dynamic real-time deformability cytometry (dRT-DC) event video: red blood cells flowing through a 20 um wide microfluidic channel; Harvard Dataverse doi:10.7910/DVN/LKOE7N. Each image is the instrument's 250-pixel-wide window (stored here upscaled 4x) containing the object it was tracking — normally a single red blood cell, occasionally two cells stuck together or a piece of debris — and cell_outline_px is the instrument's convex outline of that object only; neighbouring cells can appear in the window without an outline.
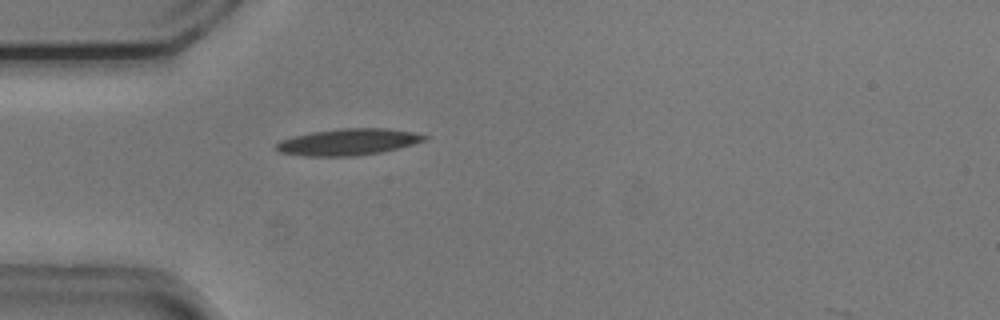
{"species": "common noctule bat (a hibernating species)", "species_latin": "Nyctalus noctula", "temperature_condition": "cold", "stored_images_in_passage": 32, "camera_frame_rate_fps": 3000, "um_per_image_px": 0.085, "animal": {"sex": "male", "body_mass_g": 20.5, "forearm_length_mm": 52.5}, "frame": {"image": 1, "passage_image": 1, "time_ms": 0.0, "image_size_px": [1000, 320], "cell_outline_px": [[428, 140], [400, 148], [380, 152], [352, 156], [304, 156], [280, 152], [276, 148], [276, 144], [280, 140], [292, 136], [312, 132], [340, 128], [388, 128], [412, 132], [428, 136]], "centroid_in_image_um": [29.62, 12.06], "position_along_channel_um": 55.4, "area_um2": 22.95}}
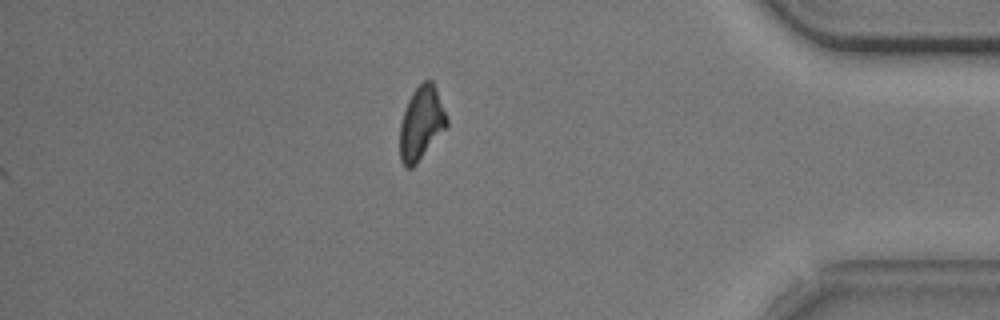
{"frame": {"image": 2, "passage_image": 32, "time_ms": 10.333, "image_size_px": [1000, 320], "cell_outline_px": [[448, 124], [416, 164], [412, 168], [404, 168], [400, 160], [400, 124], [408, 100], [412, 92], [424, 80], [432, 80], [436, 88], [448, 120]], "centroid_in_image_um": [35.79, 10.48], "position_along_channel_um": 399.4, "area_um2": 19.77}, "authors_computed_cell_mechanics": {"area_um2": 21.5883, "velocity_mm_per_s": 3.7246, "shape_relaxation_time_tau1_ms": 2.701, "shape_relaxation_time_tau2_ms": null, "deformation_change_tau1": 0.1209, "deformation_change_tau2": null}}